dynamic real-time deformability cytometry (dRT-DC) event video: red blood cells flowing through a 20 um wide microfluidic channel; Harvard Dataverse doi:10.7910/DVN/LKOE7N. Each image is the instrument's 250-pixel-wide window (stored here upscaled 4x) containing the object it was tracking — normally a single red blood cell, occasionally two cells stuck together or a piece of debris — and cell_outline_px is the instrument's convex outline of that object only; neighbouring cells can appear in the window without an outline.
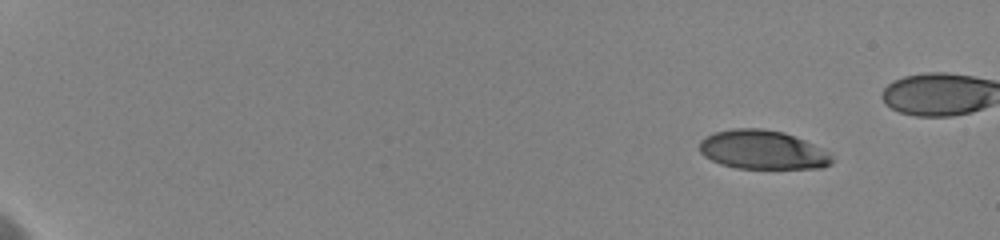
{"species": "human", "species_latin": "Homo sapiens", "temperature_condition": "cold", "stored_images_in_passage": 10, "camera_frame_rate_fps": 3000, "um_per_image_px": 0.085, "donor": {"sex": "female"}, "frame": {"image": 1, "passage_image": 1, "time_ms": 0.0, "image_size_px": [1000, 240], "cell_outline_px": [[832, 164], [824, 168], [736, 168], [720, 164], [704, 156], [700, 152], [700, 140], [704, 136], [712, 132], [732, 128], [764, 128], [784, 132], [804, 140], [828, 152], [832, 156]], "centroid_in_image_um": [64.79, 12.72], "position_along_channel_um": 20.2, "area_um2": 30.23}}